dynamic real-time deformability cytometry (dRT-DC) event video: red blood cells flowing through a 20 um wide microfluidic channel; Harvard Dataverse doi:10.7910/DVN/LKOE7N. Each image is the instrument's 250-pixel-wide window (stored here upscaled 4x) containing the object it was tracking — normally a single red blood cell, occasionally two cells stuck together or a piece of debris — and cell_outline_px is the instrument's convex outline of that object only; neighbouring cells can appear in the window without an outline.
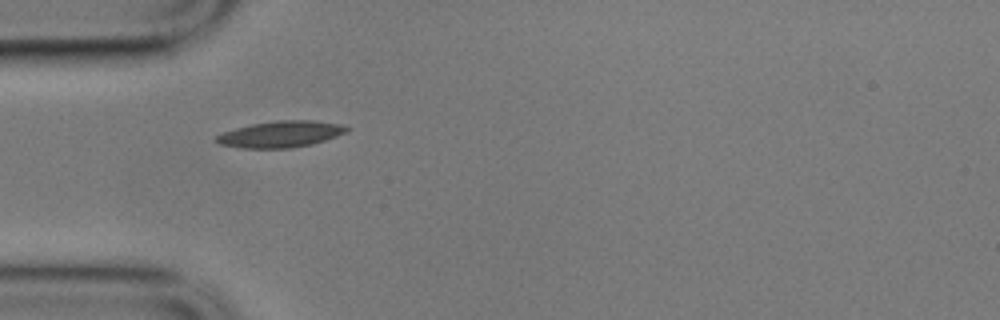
{"species": "common noctule bat (a hibernating species)", "species_latin": "Nyctalus noctula", "temperature_condition": "cold", "stored_images_in_passage": 3, "camera_frame_rate_fps": 3000, "um_per_image_px": 0.085, "animal": {"sex": "male", "body_mass_g": 17.9}, "frame": {"image": 1, "passage_image": 1, "time_ms": 0.0, "image_size_px": [1000, 320], "cell_outline_px": [[348, 132], [312, 144], [288, 148], [240, 148], [220, 144], [212, 140], [216, 136], [224, 132], [236, 128], [252, 124], [280, 120], [312, 120], [340, 124], [348, 128]], "centroid_in_image_um": [23.83, 11.41], "position_along_channel_um": 61.2, "area_um2": 19.88}}
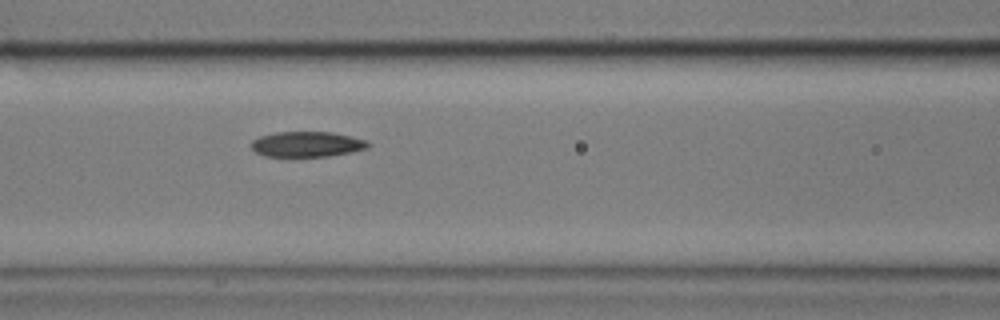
{"frame": {"image": 2, "passage_image": 3, "time_ms": 0.667, "image_size_px": [1000, 320], "cell_outline_px": [[372, 144], [368, 148], [328, 156], [264, 156], [256, 152], [252, 148], [252, 140], [260, 136], [276, 132], [332, 132], [368, 140]], "centroid_in_image_um": [26.11, 12.25], "position_along_channel_um": 140.5, "area_um2": 17.17}}